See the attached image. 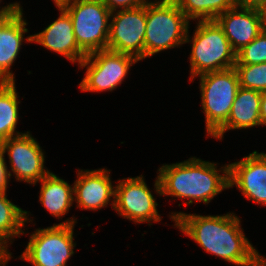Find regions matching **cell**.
I'll return each instance as SVG.
<instances>
[{
    "label": "cell",
    "instance_id": "f546056e",
    "mask_svg": "<svg viewBox=\"0 0 266 266\" xmlns=\"http://www.w3.org/2000/svg\"><path fill=\"white\" fill-rule=\"evenodd\" d=\"M259 11L262 19V30L266 32V5L262 6Z\"/></svg>",
    "mask_w": 266,
    "mask_h": 266
},
{
    "label": "cell",
    "instance_id": "4fadbf2b",
    "mask_svg": "<svg viewBox=\"0 0 266 266\" xmlns=\"http://www.w3.org/2000/svg\"><path fill=\"white\" fill-rule=\"evenodd\" d=\"M115 187L112 185L110 170H78L77 179L73 183L77 208L96 211L111 204L114 209Z\"/></svg>",
    "mask_w": 266,
    "mask_h": 266
},
{
    "label": "cell",
    "instance_id": "4dcf8cb0",
    "mask_svg": "<svg viewBox=\"0 0 266 266\" xmlns=\"http://www.w3.org/2000/svg\"><path fill=\"white\" fill-rule=\"evenodd\" d=\"M72 0H53L55 3L56 7L63 6L64 4L71 2Z\"/></svg>",
    "mask_w": 266,
    "mask_h": 266
},
{
    "label": "cell",
    "instance_id": "8fae6325",
    "mask_svg": "<svg viewBox=\"0 0 266 266\" xmlns=\"http://www.w3.org/2000/svg\"><path fill=\"white\" fill-rule=\"evenodd\" d=\"M115 185L114 210L118 215L136 223L159 222L157 202L148 188L143 175L119 179Z\"/></svg>",
    "mask_w": 266,
    "mask_h": 266
},
{
    "label": "cell",
    "instance_id": "ba28073f",
    "mask_svg": "<svg viewBox=\"0 0 266 266\" xmlns=\"http://www.w3.org/2000/svg\"><path fill=\"white\" fill-rule=\"evenodd\" d=\"M139 60L129 54L114 52L108 49L88 54L79 68H86L85 77L79 84L84 92H103L116 89L133 64Z\"/></svg>",
    "mask_w": 266,
    "mask_h": 266
},
{
    "label": "cell",
    "instance_id": "ffe728a7",
    "mask_svg": "<svg viewBox=\"0 0 266 266\" xmlns=\"http://www.w3.org/2000/svg\"><path fill=\"white\" fill-rule=\"evenodd\" d=\"M15 85V81H0V142L24 134L16 131L20 100Z\"/></svg>",
    "mask_w": 266,
    "mask_h": 266
},
{
    "label": "cell",
    "instance_id": "5b68a950",
    "mask_svg": "<svg viewBox=\"0 0 266 266\" xmlns=\"http://www.w3.org/2000/svg\"><path fill=\"white\" fill-rule=\"evenodd\" d=\"M75 217L45 229H36L30 234L29 242L20 259L33 266H67L74 254Z\"/></svg>",
    "mask_w": 266,
    "mask_h": 266
},
{
    "label": "cell",
    "instance_id": "277c9868",
    "mask_svg": "<svg viewBox=\"0 0 266 266\" xmlns=\"http://www.w3.org/2000/svg\"><path fill=\"white\" fill-rule=\"evenodd\" d=\"M189 21L175 0H150L146 4L144 58L185 44Z\"/></svg>",
    "mask_w": 266,
    "mask_h": 266
},
{
    "label": "cell",
    "instance_id": "6da1fadb",
    "mask_svg": "<svg viewBox=\"0 0 266 266\" xmlns=\"http://www.w3.org/2000/svg\"><path fill=\"white\" fill-rule=\"evenodd\" d=\"M169 217L207 253L236 266H266V258L246 238L235 213L202 216L172 212Z\"/></svg>",
    "mask_w": 266,
    "mask_h": 266
},
{
    "label": "cell",
    "instance_id": "7402d4cb",
    "mask_svg": "<svg viewBox=\"0 0 266 266\" xmlns=\"http://www.w3.org/2000/svg\"><path fill=\"white\" fill-rule=\"evenodd\" d=\"M240 87L246 89L266 91V62L259 64H235Z\"/></svg>",
    "mask_w": 266,
    "mask_h": 266
},
{
    "label": "cell",
    "instance_id": "83f0119b",
    "mask_svg": "<svg viewBox=\"0 0 266 266\" xmlns=\"http://www.w3.org/2000/svg\"><path fill=\"white\" fill-rule=\"evenodd\" d=\"M260 120H261V125L266 126V91L262 92V97L260 102Z\"/></svg>",
    "mask_w": 266,
    "mask_h": 266
},
{
    "label": "cell",
    "instance_id": "d6986e66",
    "mask_svg": "<svg viewBox=\"0 0 266 266\" xmlns=\"http://www.w3.org/2000/svg\"><path fill=\"white\" fill-rule=\"evenodd\" d=\"M28 212L7 199L6 191L0 192V244L6 249L9 241L12 244L15 237L26 234L22 228L32 221Z\"/></svg>",
    "mask_w": 266,
    "mask_h": 266
},
{
    "label": "cell",
    "instance_id": "3957f363",
    "mask_svg": "<svg viewBox=\"0 0 266 266\" xmlns=\"http://www.w3.org/2000/svg\"><path fill=\"white\" fill-rule=\"evenodd\" d=\"M192 39L189 30L185 43H192L190 82L198 75L234 68L236 53L216 20H199Z\"/></svg>",
    "mask_w": 266,
    "mask_h": 266
},
{
    "label": "cell",
    "instance_id": "44dd1931",
    "mask_svg": "<svg viewBox=\"0 0 266 266\" xmlns=\"http://www.w3.org/2000/svg\"><path fill=\"white\" fill-rule=\"evenodd\" d=\"M180 10L190 20H215L232 8L234 0H175Z\"/></svg>",
    "mask_w": 266,
    "mask_h": 266
},
{
    "label": "cell",
    "instance_id": "9c48e42d",
    "mask_svg": "<svg viewBox=\"0 0 266 266\" xmlns=\"http://www.w3.org/2000/svg\"><path fill=\"white\" fill-rule=\"evenodd\" d=\"M107 49L144 59L146 5L111 13Z\"/></svg>",
    "mask_w": 266,
    "mask_h": 266
},
{
    "label": "cell",
    "instance_id": "ac0fdd59",
    "mask_svg": "<svg viewBox=\"0 0 266 266\" xmlns=\"http://www.w3.org/2000/svg\"><path fill=\"white\" fill-rule=\"evenodd\" d=\"M41 183L39 201L48 212L56 218L62 219L73 205V185L49 172Z\"/></svg>",
    "mask_w": 266,
    "mask_h": 266
},
{
    "label": "cell",
    "instance_id": "d4e9b609",
    "mask_svg": "<svg viewBox=\"0 0 266 266\" xmlns=\"http://www.w3.org/2000/svg\"><path fill=\"white\" fill-rule=\"evenodd\" d=\"M5 157L0 146V192L7 191V185L9 184L10 175L9 170L7 169Z\"/></svg>",
    "mask_w": 266,
    "mask_h": 266
},
{
    "label": "cell",
    "instance_id": "52a82bcc",
    "mask_svg": "<svg viewBox=\"0 0 266 266\" xmlns=\"http://www.w3.org/2000/svg\"><path fill=\"white\" fill-rule=\"evenodd\" d=\"M61 7L69 14L76 42L86 55L107 49L112 12L102 0H72Z\"/></svg>",
    "mask_w": 266,
    "mask_h": 266
},
{
    "label": "cell",
    "instance_id": "7c38bea8",
    "mask_svg": "<svg viewBox=\"0 0 266 266\" xmlns=\"http://www.w3.org/2000/svg\"><path fill=\"white\" fill-rule=\"evenodd\" d=\"M229 186H236L249 201L266 206V154L253 151L230 163Z\"/></svg>",
    "mask_w": 266,
    "mask_h": 266
},
{
    "label": "cell",
    "instance_id": "f1b7e54d",
    "mask_svg": "<svg viewBox=\"0 0 266 266\" xmlns=\"http://www.w3.org/2000/svg\"><path fill=\"white\" fill-rule=\"evenodd\" d=\"M12 258L11 252L0 244V266H6L8 261Z\"/></svg>",
    "mask_w": 266,
    "mask_h": 266
},
{
    "label": "cell",
    "instance_id": "e0dca14e",
    "mask_svg": "<svg viewBox=\"0 0 266 266\" xmlns=\"http://www.w3.org/2000/svg\"><path fill=\"white\" fill-rule=\"evenodd\" d=\"M261 97L260 91L239 87L227 122L212 137L220 140L228 130L260 126Z\"/></svg>",
    "mask_w": 266,
    "mask_h": 266
},
{
    "label": "cell",
    "instance_id": "9a60e30c",
    "mask_svg": "<svg viewBox=\"0 0 266 266\" xmlns=\"http://www.w3.org/2000/svg\"><path fill=\"white\" fill-rule=\"evenodd\" d=\"M26 20L23 17V10L13 12L11 15L0 18V81H15L11 66L16 60L22 42L32 43V35L24 39L28 32Z\"/></svg>",
    "mask_w": 266,
    "mask_h": 266
},
{
    "label": "cell",
    "instance_id": "cb8c5ba5",
    "mask_svg": "<svg viewBox=\"0 0 266 266\" xmlns=\"http://www.w3.org/2000/svg\"><path fill=\"white\" fill-rule=\"evenodd\" d=\"M149 0H102L106 7L111 11H116L118 8L131 9L148 4Z\"/></svg>",
    "mask_w": 266,
    "mask_h": 266
},
{
    "label": "cell",
    "instance_id": "4316f807",
    "mask_svg": "<svg viewBox=\"0 0 266 266\" xmlns=\"http://www.w3.org/2000/svg\"><path fill=\"white\" fill-rule=\"evenodd\" d=\"M1 2L2 1L0 0V3ZM18 10H23L20 3L18 2L10 3L4 7H0V18L7 17L11 15L13 12L18 11Z\"/></svg>",
    "mask_w": 266,
    "mask_h": 266
},
{
    "label": "cell",
    "instance_id": "603a6c76",
    "mask_svg": "<svg viewBox=\"0 0 266 266\" xmlns=\"http://www.w3.org/2000/svg\"><path fill=\"white\" fill-rule=\"evenodd\" d=\"M266 62V32L262 31L252 42L236 53L235 64H259Z\"/></svg>",
    "mask_w": 266,
    "mask_h": 266
},
{
    "label": "cell",
    "instance_id": "484cf974",
    "mask_svg": "<svg viewBox=\"0 0 266 266\" xmlns=\"http://www.w3.org/2000/svg\"><path fill=\"white\" fill-rule=\"evenodd\" d=\"M236 6L260 9L266 5V0H234Z\"/></svg>",
    "mask_w": 266,
    "mask_h": 266
},
{
    "label": "cell",
    "instance_id": "5bb4252c",
    "mask_svg": "<svg viewBox=\"0 0 266 266\" xmlns=\"http://www.w3.org/2000/svg\"><path fill=\"white\" fill-rule=\"evenodd\" d=\"M235 53L252 42L263 30L259 9L234 5L216 19Z\"/></svg>",
    "mask_w": 266,
    "mask_h": 266
},
{
    "label": "cell",
    "instance_id": "30bf717a",
    "mask_svg": "<svg viewBox=\"0 0 266 266\" xmlns=\"http://www.w3.org/2000/svg\"><path fill=\"white\" fill-rule=\"evenodd\" d=\"M0 146L9 158L10 178L13 173L16 180L36 185L50 172L44 167L45 153L29 131L3 140Z\"/></svg>",
    "mask_w": 266,
    "mask_h": 266
},
{
    "label": "cell",
    "instance_id": "8992f818",
    "mask_svg": "<svg viewBox=\"0 0 266 266\" xmlns=\"http://www.w3.org/2000/svg\"><path fill=\"white\" fill-rule=\"evenodd\" d=\"M198 77L206 133L207 137H212L227 122L240 87L239 79L234 68L207 72Z\"/></svg>",
    "mask_w": 266,
    "mask_h": 266
},
{
    "label": "cell",
    "instance_id": "2e32d148",
    "mask_svg": "<svg viewBox=\"0 0 266 266\" xmlns=\"http://www.w3.org/2000/svg\"><path fill=\"white\" fill-rule=\"evenodd\" d=\"M60 16L42 32L32 35V42L59 53L72 63H80L87 55L79 48L69 14L60 6Z\"/></svg>",
    "mask_w": 266,
    "mask_h": 266
},
{
    "label": "cell",
    "instance_id": "7a4b0ae2",
    "mask_svg": "<svg viewBox=\"0 0 266 266\" xmlns=\"http://www.w3.org/2000/svg\"><path fill=\"white\" fill-rule=\"evenodd\" d=\"M158 171L154 183L156 194L187 199L185 205L194 201L207 205L217 194L230 188L229 164L217 169V163L191 157L183 162L164 164Z\"/></svg>",
    "mask_w": 266,
    "mask_h": 266
}]
</instances>
